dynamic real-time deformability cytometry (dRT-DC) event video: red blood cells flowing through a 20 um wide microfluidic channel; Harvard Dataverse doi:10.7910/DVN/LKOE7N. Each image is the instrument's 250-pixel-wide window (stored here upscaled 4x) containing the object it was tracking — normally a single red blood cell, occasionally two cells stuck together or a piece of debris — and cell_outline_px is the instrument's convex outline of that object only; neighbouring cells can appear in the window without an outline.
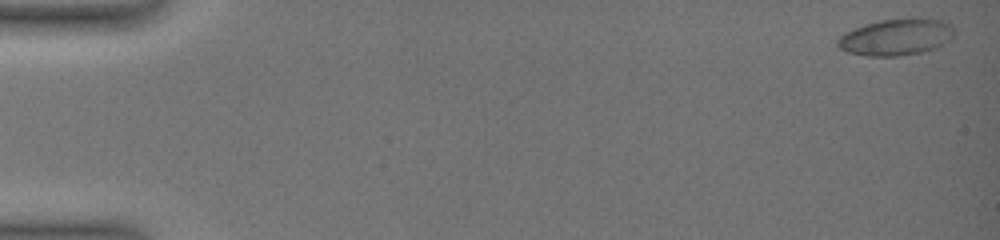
{"species": "common noctule bat (a hibernating species)", "species_latin": "Nyctalus noctula", "temperature_condition": "warm", "stored_images_in_passage": 13, "camera_frame_rate_fps": 3000, "um_per_image_px": 0.085, "animal": {"sex": "female", "body_mass_g": 19.0, "forearm_length_mm": 51.5}, "frame": {"image": 1, "passage_image": 1, "time_ms": 0.0, "image_size_px": [1000, 240], "cell_outline_px": [[952, 36], [948, 40], [936, 48], [920, 52], [896, 56], [868, 56], [848, 52], [840, 48], [836, 44], [836, 40], [840, 36], [864, 24], [880, 20], [912, 16], [916, 16], [948, 20], [952, 28]], "centroid_in_image_um": [76.2, 3.11], "position_along_channel_um": 8.8, "area_um2": 25.09}}
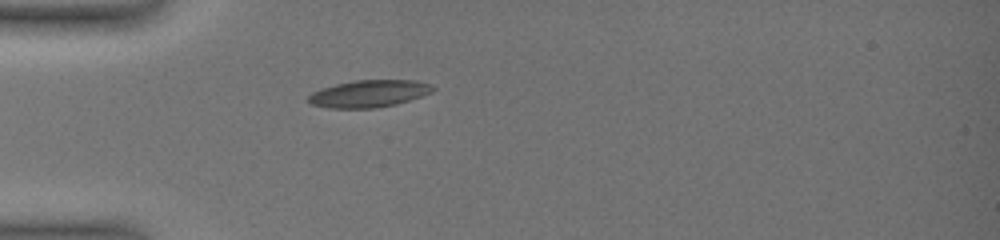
{"frame": {"image": 2, "passage_image": 10, "time_ms": 5.667, "image_size_px": [1000, 240], "cell_outline_px": [[436, 88], [432, 92], [396, 104], [376, 108], [328, 108], [312, 104], [308, 100], [308, 96], [312, 92], [320, 88], [352, 80], [416, 80], [432, 84]], "centroid_in_image_um": [31.36, 7.95], "position_along_channel_um": 53.6, "area_um2": 19.77}}
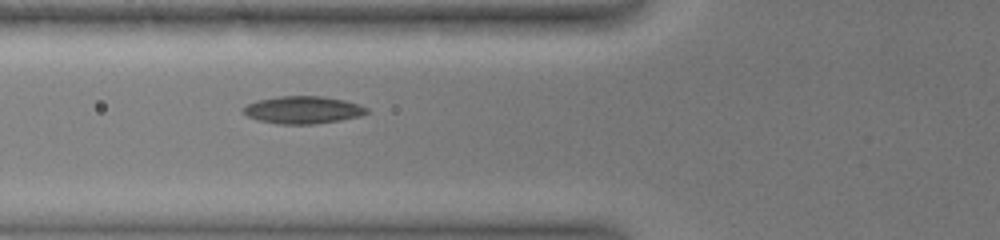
{"frame": {"image": 3, "passage_image": 13, "time_ms": 7.333, "image_size_px": [1000, 240], "cell_outline_px": [[368, 112], [360, 116], [340, 120], [312, 124], [276, 124], [256, 120], [240, 112], [240, 108], [256, 100], [280, 96], [324, 96], [344, 100], [368, 108]], "centroid_in_image_um": [25.67, 9.34], "position_along_channel_um": 100.1, "area_um2": 19.88}}